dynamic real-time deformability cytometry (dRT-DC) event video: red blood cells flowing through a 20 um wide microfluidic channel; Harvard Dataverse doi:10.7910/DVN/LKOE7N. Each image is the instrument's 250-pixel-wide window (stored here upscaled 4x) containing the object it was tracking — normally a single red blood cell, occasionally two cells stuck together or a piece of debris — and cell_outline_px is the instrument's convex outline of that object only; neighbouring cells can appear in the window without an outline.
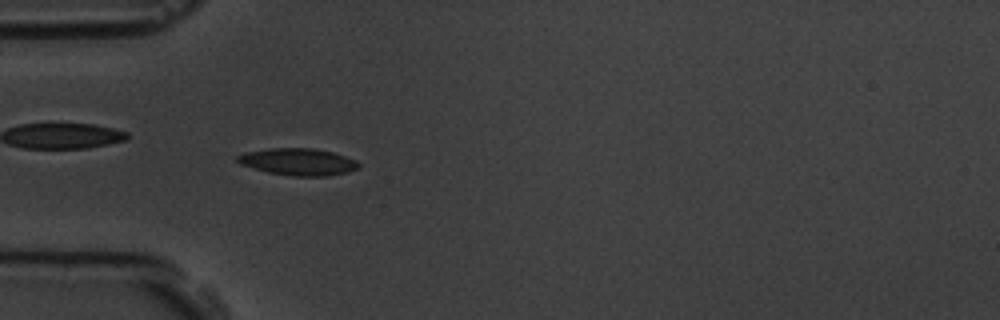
{"species": "common noctule bat (a hibernating species)", "species_latin": "Nyctalus noctula", "temperature_condition": "room temperature", "stored_images_in_passage": 6, "camera_frame_rate_fps": 3000, "um_per_image_px": 0.085, "animal": {"sex": "male", "body_mass_g": 19.5, "forearm_length_mm": 54.6}, "frame": {"image": 1, "passage_image": 5, "time_ms": 4.667, "image_size_px": [1000, 320], "cell_outline_px": [[360, 168], [348, 172], [328, 176], [292, 176], [268, 172], [240, 164], [236, 160], [236, 156], [248, 152], [268, 148], [316, 148], [332, 152], [356, 160], [360, 164]], "centroid_in_image_um": [25.37, 13.75], "position_along_channel_um": 59.6, "area_um2": 19.07}}